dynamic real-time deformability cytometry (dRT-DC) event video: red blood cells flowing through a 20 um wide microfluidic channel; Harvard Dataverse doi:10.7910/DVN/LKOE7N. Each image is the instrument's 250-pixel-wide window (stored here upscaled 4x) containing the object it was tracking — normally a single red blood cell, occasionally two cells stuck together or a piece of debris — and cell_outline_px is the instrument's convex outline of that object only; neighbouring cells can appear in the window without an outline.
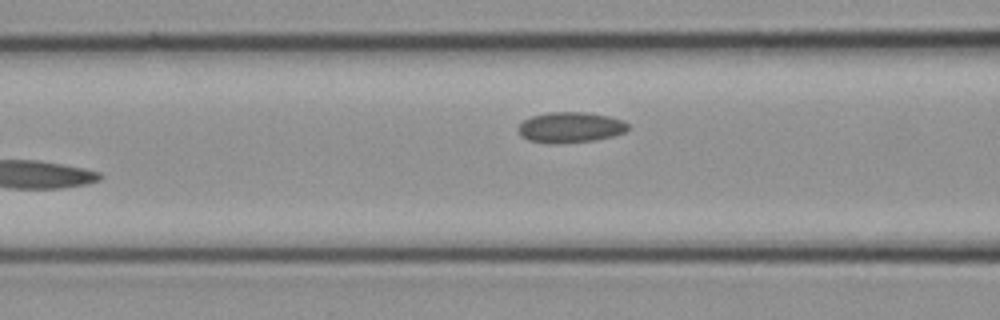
{"species": "common noctule bat (a hibernating species)", "species_latin": "Nyctalus noctula", "temperature_condition": "cold", "stored_images_in_passage": 12, "camera_frame_rate_fps": 3000, "um_per_image_px": 0.085, "animal": {"sex": "female", "body_mass_g": 21.9}, "frame": {"image": 1, "passage_image": 12, "time_ms": 3.667, "image_size_px": [1000, 320], "cell_outline_px": [[628, 128], [624, 132], [612, 136], [596, 140], [556, 144], [544, 144], [528, 140], [520, 136], [516, 128], [524, 120], [532, 116], [548, 112], [584, 112], [608, 116], [624, 120], [628, 124]], "centroid_in_image_um": [48.43, 10.84], "position_along_channel_um": 118.2, "area_um2": 19.83}}